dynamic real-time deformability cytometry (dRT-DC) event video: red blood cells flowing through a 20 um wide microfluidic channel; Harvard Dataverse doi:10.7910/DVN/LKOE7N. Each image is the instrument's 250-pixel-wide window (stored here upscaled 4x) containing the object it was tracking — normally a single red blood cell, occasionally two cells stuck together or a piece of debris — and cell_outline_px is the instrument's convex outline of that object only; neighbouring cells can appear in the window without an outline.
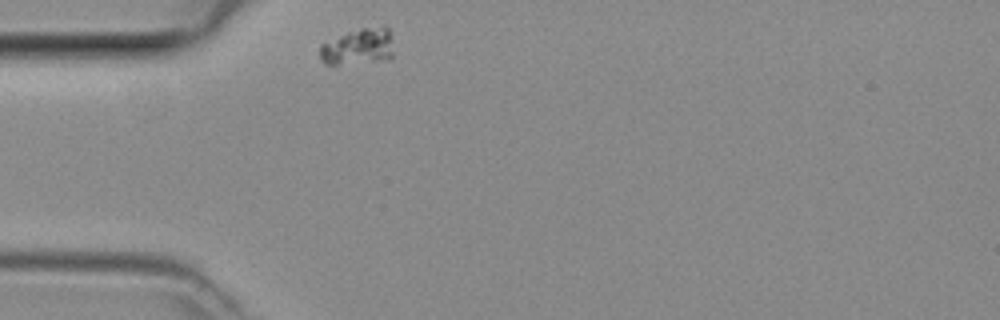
{"species": "common noctule bat (a hibernating species)", "species_latin": "Nyctalus noctula", "temperature_condition": "room temperature", "stored_images_in_passage": 26, "camera_frame_rate_fps": 3000, "um_per_image_px": 0.085, "animal": {"sex": "female", "body_mass_g": 29.2, "forearm_length_mm": 56.3}, "frame": {"image": 1, "passage_image": 1, "time_ms": 0.0, "image_size_px": [1000, 320], "cell_outline_px": [[392, 56], [388, 60], [336, 64], [324, 64], [320, 60], [320, 44], [348, 32], [360, 28], [388, 28], [392, 52]], "centroid_in_image_um": [30.39, 4.0], "position_along_channel_um": 54.6, "area_um2": 15.2}}
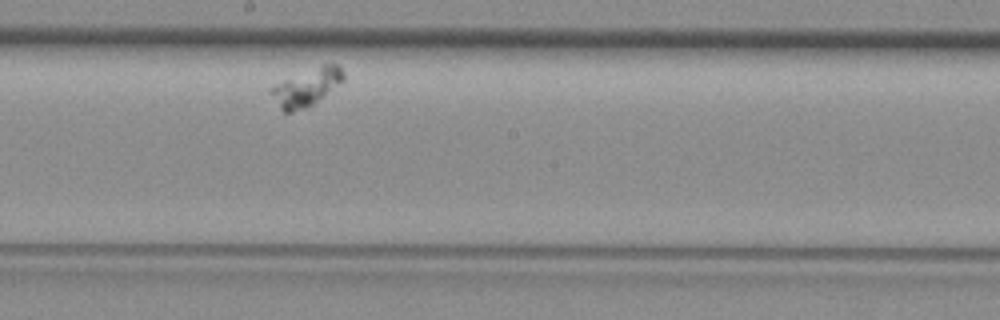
{"frame": {"image": 2, "passage_image": 15, "time_ms": 4.667, "image_size_px": [1000, 320], "cell_outline_px": [[344, 80], [312, 104], [304, 108], [292, 112], [284, 112], [280, 108], [268, 88], [284, 80], [324, 64], [336, 64], [344, 72]], "centroid_in_image_um": [26.06, 7.42], "position_along_channel_um": 222.1, "area_um2": 15.09}}
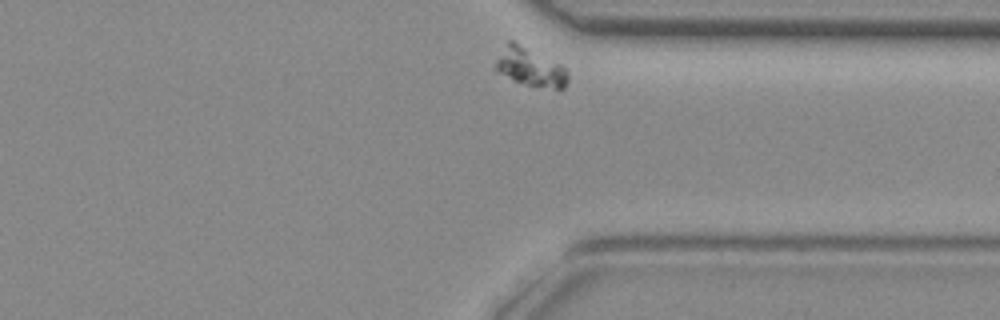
{"frame": {"image": 3, "passage_image": 26, "time_ms": 8.333, "image_size_px": [1000, 320], "cell_outline_px": [[568, 80], [564, 88], [556, 88], [528, 84], [516, 80], [500, 72], [496, 68], [496, 60], [508, 40], [512, 40], [560, 64], [564, 68], [568, 76]], "centroid_in_image_um": [45.08, 5.67], "position_along_channel_um": 366.3, "area_um2": 15.32}}